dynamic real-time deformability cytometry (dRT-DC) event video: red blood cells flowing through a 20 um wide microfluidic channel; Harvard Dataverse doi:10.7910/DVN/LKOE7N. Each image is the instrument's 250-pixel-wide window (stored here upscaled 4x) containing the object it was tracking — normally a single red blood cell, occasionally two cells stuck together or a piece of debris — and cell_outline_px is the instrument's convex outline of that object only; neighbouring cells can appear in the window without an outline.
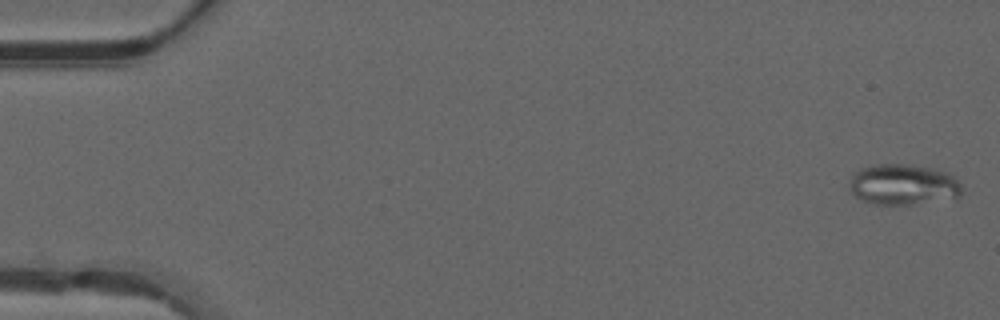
{"species": "common noctule bat (a hibernating species)", "species_latin": "Nyctalus noctula", "temperature_condition": "warm", "stored_images_in_passage": 49, "camera_frame_rate_fps": 3000, "um_per_image_px": 0.085, "animal": {"sex": "male", "forearm_length_mm": 52.5}, "frame": {"image": 1, "passage_image": 1, "time_ms": 0.0, "image_size_px": [1000, 320], "cell_outline_px": [[960, 196], [912, 204], [876, 204], [860, 200], [848, 188], [848, 184], [852, 176], [860, 168], [872, 164], [908, 164], [948, 172], [960, 184]], "centroid_in_image_um": [76.7, 15.67], "position_along_channel_um": 8.3, "area_um2": 26.41}}
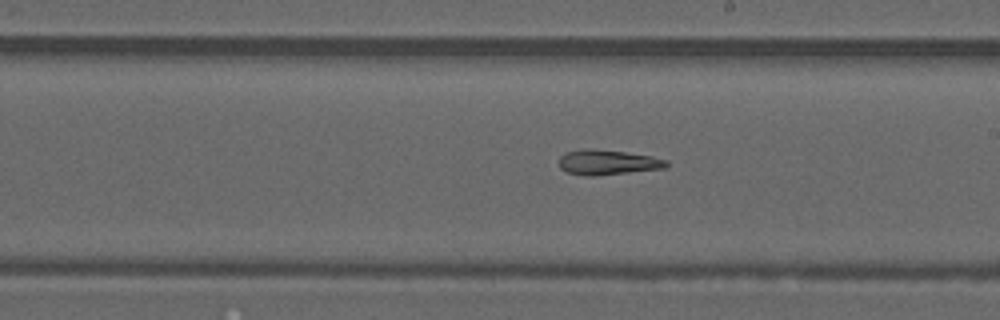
{"frame": {"image": 2, "passage_image": 28, "time_ms": 9.0, "image_size_px": [1000, 320], "cell_outline_px": [[668, 164], [664, 168], [592, 176], [588, 176], [568, 172], [560, 168], [560, 156], [564, 152], [588, 148], [592, 148], [624, 152], [652, 156], [668, 160]], "centroid_in_image_um": [51.63, 13.78], "position_along_channel_um": 237.4, "area_um2": 15.49}}
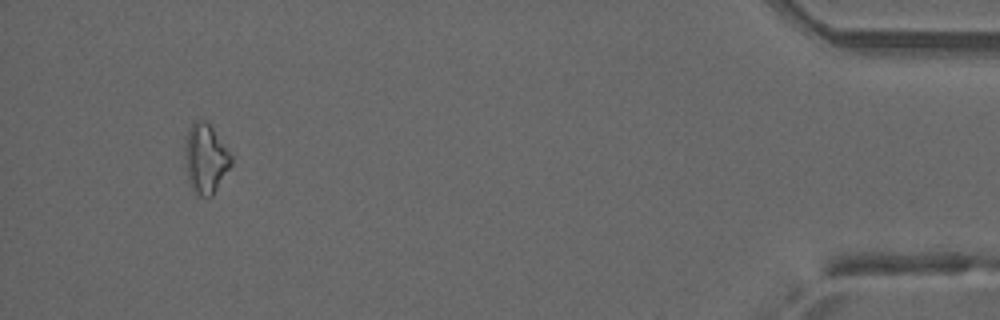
{"frame": {"image": 3, "passage_image": 46, "time_ms": 15.0, "image_size_px": [1000, 320], "cell_outline_px": [[232, 164], [212, 196], [200, 196], [192, 192], [188, 180], [184, 156], [188, 132], [192, 124], [196, 120], [204, 120], [212, 128], [232, 156]], "centroid_in_image_um": [17.47, 13.53], "position_along_channel_um": 417.7, "area_um2": 18.44}}